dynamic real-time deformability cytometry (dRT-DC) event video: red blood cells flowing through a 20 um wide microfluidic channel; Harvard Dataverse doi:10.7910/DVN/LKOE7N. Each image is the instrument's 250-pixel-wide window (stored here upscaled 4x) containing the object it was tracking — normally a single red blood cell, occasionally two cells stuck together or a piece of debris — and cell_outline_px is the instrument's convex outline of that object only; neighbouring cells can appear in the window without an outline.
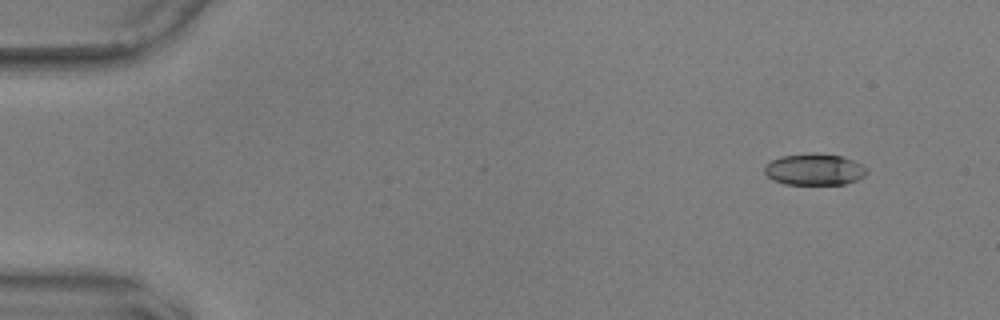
{"species": "common noctule bat (a hibernating species)", "species_latin": "Nyctalus noctula", "temperature_condition": "warm", "stored_images_in_passage": 52, "camera_frame_rate_fps": 3000, "um_per_image_px": 0.085, "animal": {"sex": "male", "body_mass_g": 17.9, "forearm_length_mm": 54.2}, "frame": {"image": 1, "passage_image": 1, "time_ms": 0.0, "image_size_px": [1000, 320], "cell_outline_px": [[868, 172], [864, 176], [856, 180], [844, 184], [784, 184], [772, 180], [764, 172], [764, 168], [772, 160], [784, 156], [816, 152], [840, 156], [852, 160], [868, 168]], "centroid_in_image_um": [69.24, 14.41], "position_along_channel_um": 15.8, "area_um2": 18.67}}
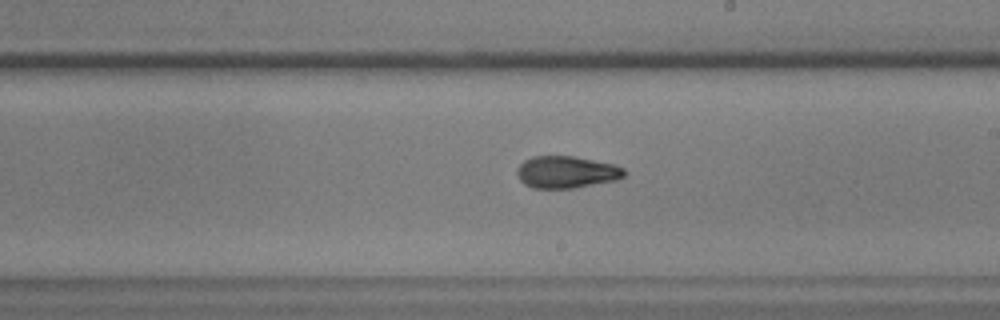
{"frame": {"image": 2, "passage_image": 29, "time_ms": 9.333, "image_size_px": [1000, 320], "cell_outline_px": [[624, 176], [616, 180], [572, 188], [532, 188], [524, 184], [516, 176], [516, 168], [524, 160], [532, 156], [572, 156], [612, 164], [624, 168]], "centroid_in_image_um": [48.08, 14.63], "position_along_channel_um": 240.9, "area_um2": 19.94}}
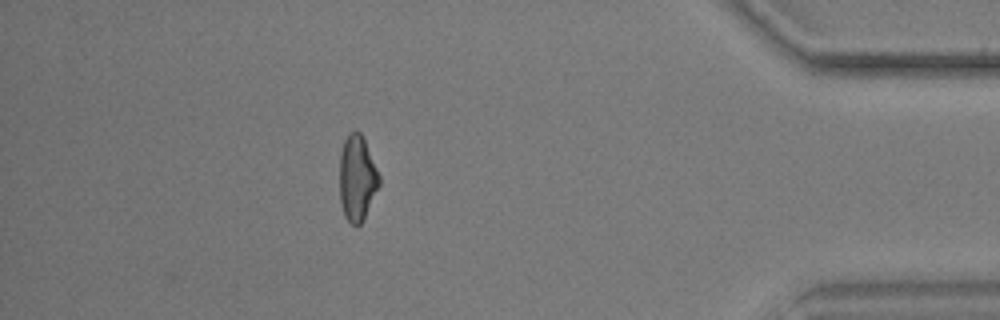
{"frame": {"image": 3, "passage_image": 46, "time_ms": 15.0, "image_size_px": [1000, 320], "cell_outline_px": [[380, 184], [364, 220], [356, 228], [344, 216], [340, 200], [340, 152], [344, 140], [348, 132], [356, 128], [360, 132], [364, 140], [380, 176]], "centroid_in_image_um": [30.35, 15.14], "position_along_channel_um": 404.9, "area_um2": 19.94}, "authors_computed_cell_mechanics": {"area_um2": 19.8254, "velocity_mm_per_s": 3.6236, "shape_relaxation_time_tau1_ms": 10.9333, "shape_relaxation_time_tau2_ms": 2.2358, "deformation_change_tau1": 0.2664, "deformation_change_tau2": 0.0852}}